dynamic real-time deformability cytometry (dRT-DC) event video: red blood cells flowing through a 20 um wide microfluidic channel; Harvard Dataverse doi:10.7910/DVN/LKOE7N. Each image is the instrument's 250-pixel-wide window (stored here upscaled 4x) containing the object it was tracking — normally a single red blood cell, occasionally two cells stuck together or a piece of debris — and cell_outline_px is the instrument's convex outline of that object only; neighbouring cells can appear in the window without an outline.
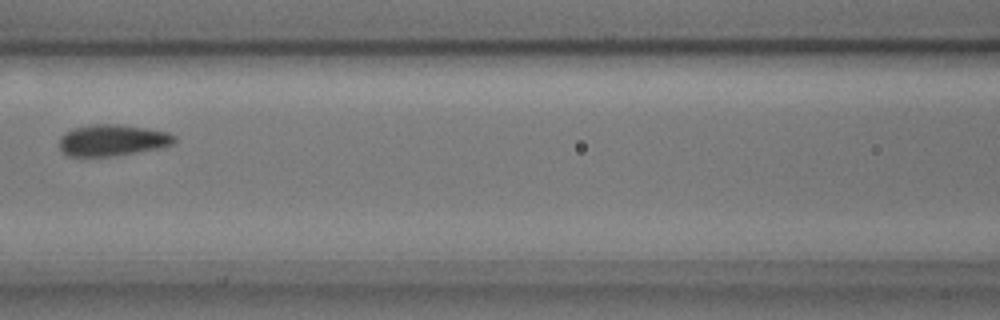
{"species": "common noctule bat (a hibernating species)", "species_latin": "Nyctalus noctula", "temperature_condition": "cold", "stored_images_in_passage": 3, "camera_frame_rate_fps": 3000, "um_per_image_px": 0.085, "animal": {"sex": "male", "body_mass_g": 17.9, "forearm_length_mm": 54.2}, "frame": {"image": 1, "passage_image": 3, "time_ms": 0.667, "image_size_px": [1000, 320], "cell_outline_px": [[176, 140], [172, 144], [160, 148], [116, 156], [68, 156], [60, 148], [60, 136], [64, 132], [72, 128], [92, 124], [120, 124], [168, 132], [176, 136]], "centroid_in_image_um": [9.55, 11.91], "position_along_channel_um": 157.1, "area_um2": 21.15}}